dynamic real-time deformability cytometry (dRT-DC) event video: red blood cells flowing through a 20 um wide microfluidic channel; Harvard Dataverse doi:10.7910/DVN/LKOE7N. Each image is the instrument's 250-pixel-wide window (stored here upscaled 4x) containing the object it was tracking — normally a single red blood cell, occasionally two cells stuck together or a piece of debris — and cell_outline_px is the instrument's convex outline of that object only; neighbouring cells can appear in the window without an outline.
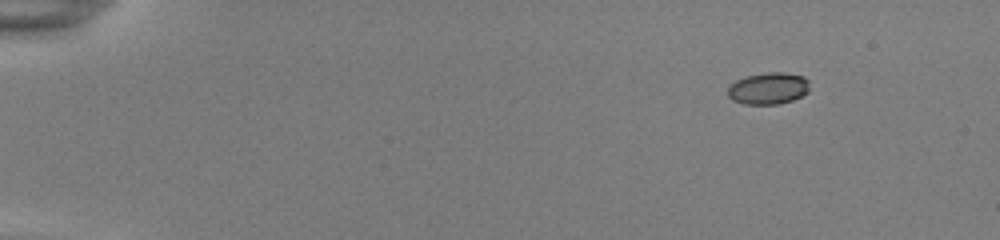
{"species": "common noctule bat (a hibernating species)", "species_latin": "Nyctalus noctula", "temperature_condition": "room temperature", "stored_images_in_passage": 17, "camera_frame_rate_fps": 3000, "um_per_image_px": 0.085, "animal": {"sex": "female", "body_mass_g": 22.0, "forearm_length_mm": 56.7}, "frame": {"image": 1, "passage_image": 1, "time_ms": 0.0, "image_size_px": [1000, 240], "cell_outline_px": [[808, 92], [792, 100], [776, 104], [744, 104], [732, 100], [728, 96], [728, 88], [736, 80], [744, 76], [768, 72], [784, 72], [804, 76], [808, 80]], "centroid_in_image_um": [65.29, 7.5], "position_along_channel_um": 19.7, "area_um2": 15.14}}
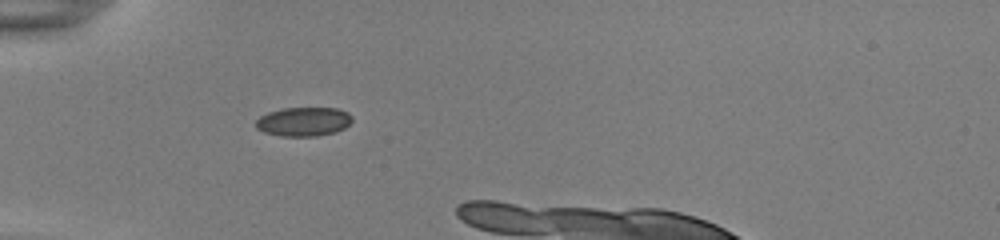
{"frame": {"image": 2, "passage_image": 13, "time_ms": 4.0, "image_size_px": [1000, 240], "cell_outline_px": [[352, 120], [344, 128], [336, 132], [316, 136], [280, 136], [264, 132], [256, 128], [256, 120], [260, 116], [268, 112], [280, 108], [336, 108], [348, 112], [352, 116]], "centroid_in_image_um": [25.79, 10.33], "position_along_channel_um": 59.2, "area_um2": 16.36}}